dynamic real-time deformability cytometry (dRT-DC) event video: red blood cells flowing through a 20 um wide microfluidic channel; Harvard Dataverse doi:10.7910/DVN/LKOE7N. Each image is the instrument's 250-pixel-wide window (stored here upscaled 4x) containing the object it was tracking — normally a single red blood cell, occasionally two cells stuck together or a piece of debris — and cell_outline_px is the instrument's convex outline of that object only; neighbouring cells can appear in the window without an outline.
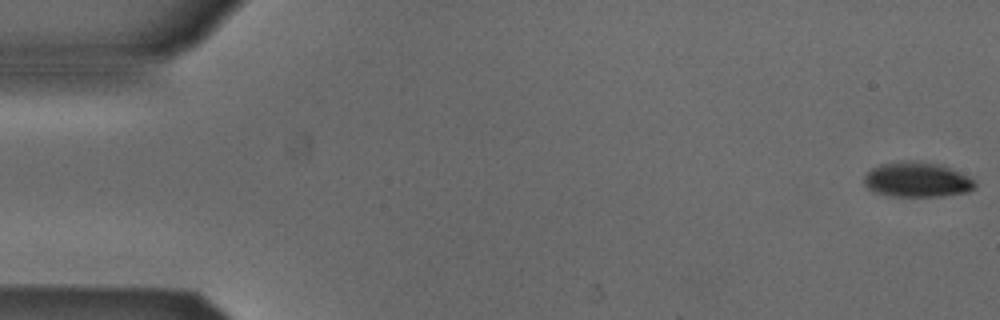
{"species": "Egyptian fruit bat (a non-hibernating species)", "species_latin": "Rousettus aegyptiacus", "temperature_condition": "cold", "stored_images_in_passage": 15, "camera_frame_rate_fps": 3000, "um_per_image_px": 0.085, "animal": {"sex": "male"}, "frame": {"image": 1, "passage_image": 1, "time_ms": 0.0, "image_size_px": [1000, 320], "cell_outline_px": [[976, 188], [968, 192], [944, 196], [892, 196], [872, 192], [864, 184], [864, 176], [872, 168], [880, 164], [944, 164], [968, 176], [976, 184]], "centroid_in_image_um": [77.98, 15.33], "position_along_channel_um": 7.0, "area_um2": 21.91}}
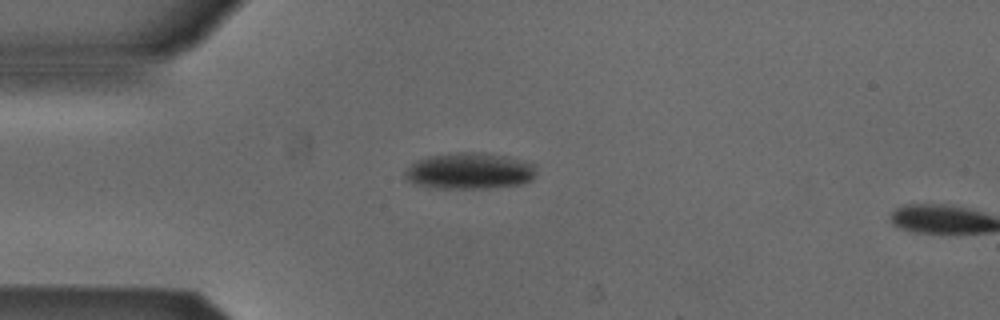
{"frame": {"image": 2, "passage_image": 14, "time_ms": 4.333, "image_size_px": [1000, 320], "cell_outline_px": [[536, 172], [532, 180], [524, 184], [488, 188], [436, 188], [416, 184], [408, 180], [404, 176], [404, 172], [416, 160], [428, 156], [460, 152], [484, 152], [508, 156], [536, 164]], "centroid_in_image_um": [39.96, 14.52], "position_along_channel_um": 45.0, "area_um2": 28.03}}